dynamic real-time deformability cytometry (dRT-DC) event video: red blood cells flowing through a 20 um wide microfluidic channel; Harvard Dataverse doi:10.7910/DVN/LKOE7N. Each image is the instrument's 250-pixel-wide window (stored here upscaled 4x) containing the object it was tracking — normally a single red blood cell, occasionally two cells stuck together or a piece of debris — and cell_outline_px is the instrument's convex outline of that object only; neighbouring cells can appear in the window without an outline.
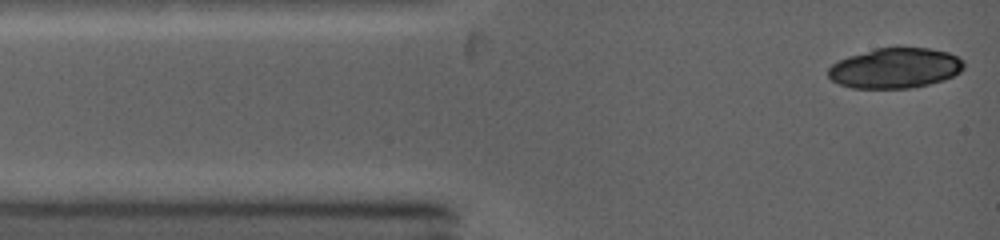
{"species": "common noctule bat (a hibernating species)", "species_latin": "Nyctalus noctula", "temperature_condition": "warm", "stored_images_in_passage": 5, "camera_frame_rate_fps": 5000, "um_per_image_px": 0.085, "animal": {"sex": "female", "body_mass_g": 19.0, "forearm_length_mm": 53.3}, "frame": {"image": 1, "passage_image": 1, "time_ms": 0.0, "image_size_px": [1000, 240], "cell_outline_px": [[964, 68], [960, 72], [944, 80], [928, 84], [908, 88], [852, 88], [840, 84], [832, 80], [828, 76], [828, 68], [832, 64], [848, 56], [876, 48], [928, 48], [948, 52], [964, 60]], "centroid_in_image_um": [76.09, 5.79], "position_along_channel_um": 8.9, "area_um2": 31.67}}